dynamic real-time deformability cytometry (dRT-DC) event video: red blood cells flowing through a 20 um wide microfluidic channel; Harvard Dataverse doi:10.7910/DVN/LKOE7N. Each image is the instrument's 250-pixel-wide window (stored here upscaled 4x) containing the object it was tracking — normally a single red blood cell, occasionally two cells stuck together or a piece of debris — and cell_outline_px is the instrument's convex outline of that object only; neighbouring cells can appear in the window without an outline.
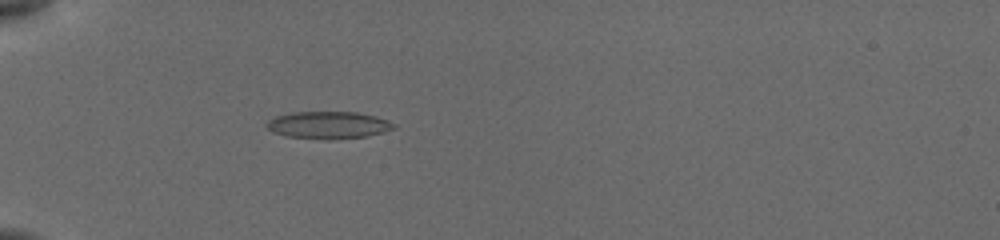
{"species": "common noctule bat (a hibernating species)", "species_latin": "Nyctalus noctula", "temperature_condition": "cold", "stored_images_in_passage": 30, "camera_frame_rate_fps": 3000, "um_per_image_px": 0.085, "animal": {"sex": "female", "body_mass_g": 19.5, "forearm_length_mm": 54.1}, "frame": {"image": 1, "passage_image": 15, "time_ms": 6.0, "image_size_px": [1000, 240], "cell_outline_px": [[396, 128], [384, 132], [368, 136], [328, 140], [288, 136], [272, 132], [264, 124], [268, 120], [276, 116], [292, 112], [356, 112], [376, 116], [388, 120], [396, 124]], "centroid_in_image_um": [27.93, 10.63], "position_along_channel_um": 57.1, "area_um2": 20.35}}
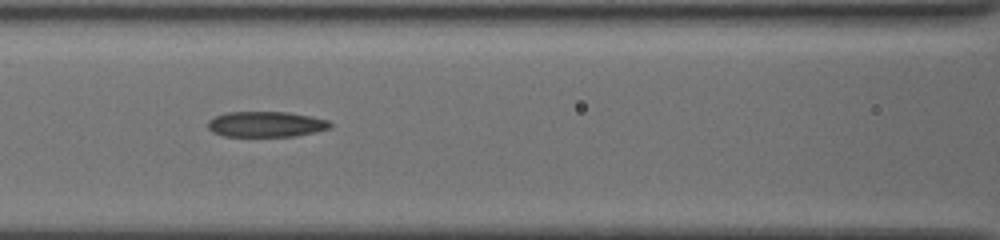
{"frame": {"image": 2, "passage_image": 22, "time_ms": 8.667, "image_size_px": [1000, 240], "cell_outline_px": [[332, 128], [316, 132], [296, 136], [224, 136], [212, 132], [208, 128], [208, 120], [224, 112], [288, 112], [328, 120], [332, 124]], "centroid_in_image_um": [22.61, 10.56], "position_along_channel_um": 144.0, "area_um2": 18.26}}
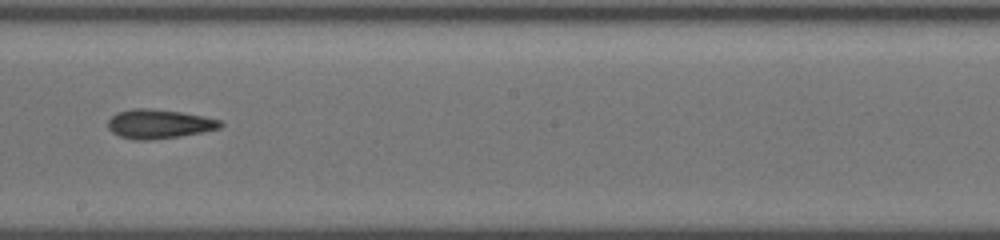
{"frame": {"image": 3, "passage_image": 28, "time_ms": 11.0, "image_size_px": [1000, 240], "cell_outline_px": [[224, 124], [220, 128], [180, 136], [144, 140], [136, 140], [120, 136], [112, 132], [108, 128], [108, 120], [116, 112], [132, 108], [152, 108], [180, 112], [204, 116], [220, 120]], "centroid_in_image_um": [13.49, 10.52], "position_along_channel_um": 234.7, "area_um2": 19.02}}